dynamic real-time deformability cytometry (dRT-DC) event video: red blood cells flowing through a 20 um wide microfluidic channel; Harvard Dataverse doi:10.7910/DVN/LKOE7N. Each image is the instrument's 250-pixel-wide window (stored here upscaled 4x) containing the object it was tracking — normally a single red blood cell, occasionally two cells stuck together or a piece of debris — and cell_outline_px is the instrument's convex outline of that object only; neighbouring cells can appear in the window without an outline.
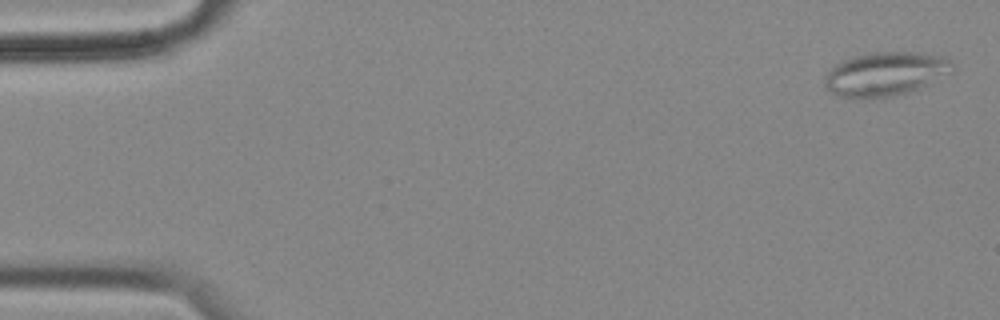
{"species": "common noctule bat (a hibernating species)", "species_latin": "Nyctalus noctula", "temperature_condition": "cold", "stored_images_in_passage": 57, "segment_of_instrument_passage": [1, 2], "camera_frame_rate_fps": 3000, "um_per_image_px": 0.085, "animal": {"sex": "female", "body_mass_g": 18.4}, "frame": {"image": 1, "passage_image": 2, "time_ms": 0.333, "image_size_px": [1000, 320], "cell_outline_px": [[956, 68], [952, 72], [920, 88], [908, 92], [892, 96], [864, 100], [840, 96], [832, 92], [824, 84], [824, 76], [828, 68], [840, 60], [872, 52], [916, 52], [948, 56]], "centroid_in_image_um": [75.26, 6.28], "position_along_channel_um": 9.7, "area_um2": 33.35}}